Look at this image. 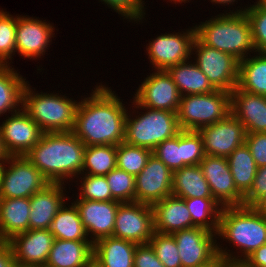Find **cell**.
<instances>
[{"label": "cell", "instance_id": "obj_22", "mask_svg": "<svg viewBox=\"0 0 266 267\" xmlns=\"http://www.w3.org/2000/svg\"><path fill=\"white\" fill-rule=\"evenodd\" d=\"M65 185V186H64ZM67 184L49 183L30 197L29 229H50L52 220L66 200Z\"/></svg>", "mask_w": 266, "mask_h": 267}, {"label": "cell", "instance_id": "obj_9", "mask_svg": "<svg viewBox=\"0 0 266 267\" xmlns=\"http://www.w3.org/2000/svg\"><path fill=\"white\" fill-rule=\"evenodd\" d=\"M193 61L207 76L215 89L232 92L238 85L239 60L233 55L208 47L197 38L194 39Z\"/></svg>", "mask_w": 266, "mask_h": 267}, {"label": "cell", "instance_id": "obj_19", "mask_svg": "<svg viewBox=\"0 0 266 267\" xmlns=\"http://www.w3.org/2000/svg\"><path fill=\"white\" fill-rule=\"evenodd\" d=\"M173 172L153 154L135 177V202L148 205L172 195Z\"/></svg>", "mask_w": 266, "mask_h": 267}, {"label": "cell", "instance_id": "obj_47", "mask_svg": "<svg viewBox=\"0 0 266 267\" xmlns=\"http://www.w3.org/2000/svg\"><path fill=\"white\" fill-rule=\"evenodd\" d=\"M15 264L13 251L7 242L0 241V267H12Z\"/></svg>", "mask_w": 266, "mask_h": 267}, {"label": "cell", "instance_id": "obj_37", "mask_svg": "<svg viewBox=\"0 0 266 267\" xmlns=\"http://www.w3.org/2000/svg\"><path fill=\"white\" fill-rule=\"evenodd\" d=\"M75 180L79 188L75 200H93V201H116L112 195L105 176H96L81 174ZM81 179V180H80ZM79 194V195H78Z\"/></svg>", "mask_w": 266, "mask_h": 267}, {"label": "cell", "instance_id": "obj_40", "mask_svg": "<svg viewBox=\"0 0 266 267\" xmlns=\"http://www.w3.org/2000/svg\"><path fill=\"white\" fill-rule=\"evenodd\" d=\"M149 243L165 267H182L176 241L172 234L155 231Z\"/></svg>", "mask_w": 266, "mask_h": 267}, {"label": "cell", "instance_id": "obj_34", "mask_svg": "<svg viewBox=\"0 0 266 267\" xmlns=\"http://www.w3.org/2000/svg\"><path fill=\"white\" fill-rule=\"evenodd\" d=\"M116 152L115 145L86 146L81 174L106 176L117 167Z\"/></svg>", "mask_w": 266, "mask_h": 267}, {"label": "cell", "instance_id": "obj_51", "mask_svg": "<svg viewBox=\"0 0 266 267\" xmlns=\"http://www.w3.org/2000/svg\"><path fill=\"white\" fill-rule=\"evenodd\" d=\"M212 4L214 3L215 5L218 4L219 7L220 5H223V6H229L230 5H234V3H236L235 1L236 0H209Z\"/></svg>", "mask_w": 266, "mask_h": 267}, {"label": "cell", "instance_id": "obj_29", "mask_svg": "<svg viewBox=\"0 0 266 267\" xmlns=\"http://www.w3.org/2000/svg\"><path fill=\"white\" fill-rule=\"evenodd\" d=\"M12 66L0 65V116L22 109L23 91L28 80Z\"/></svg>", "mask_w": 266, "mask_h": 267}, {"label": "cell", "instance_id": "obj_33", "mask_svg": "<svg viewBox=\"0 0 266 267\" xmlns=\"http://www.w3.org/2000/svg\"><path fill=\"white\" fill-rule=\"evenodd\" d=\"M237 190L244 196L251 188L257 166L249 147L244 143L227 157Z\"/></svg>", "mask_w": 266, "mask_h": 267}, {"label": "cell", "instance_id": "obj_36", "mask_svg": "<svg viewBox=\"0 0 266 267\" xmlns=\"http://www.w3.org/2000/svg\"><path fill=\"white\" fill-rule=\"evenodd\" d=\"M151 155L150 149L122 142L117 145V167L136 177L144 169Z\"/></svg>", "mask_w": 266, "mask_h": 267}, {"label": "cell", "instance_id": "obj_15", "mask_svg": "<svg viewBox=\"0 0 266 267\" xmlns=\"http://www.w3.org/2000/svg\"><path fill=\"white\" fill-rule=\"evenodd\" d=\"M179 251L182 267H198L217 255V234L202 227L172 233Z\"/></svg>", "mask_w": 266, "mask_h": 267}, {"label": "cell", "instance_id": "obj_35", "mask_svg": "<svg viewBox=\"0 0 266 267\" xmlns=\"http://www.w3.org/2000/svg\"><path fill=\"white\" fill-rule=\"evenodd\" d=\"M190 212L192 223L217 234L222 207L214 198L184 199Z\"/></svg>", "mask_w": 266, "mask_h": 267}, {"label": "cell", "instance_id": "obj_7", "mask_svg": "<svg viewBox=\"0 0 266 267\" xmlns=\"http://www.w3.org/2000/svg\"><path fill=\"white\" fill-rule=\"evenodd\" d=\"M231 113V93L216 89L208 94L181 96L177 111L181 130L198 131Z\"/></svg>", "mask_w": 266, "mask_h": 267}, {"label": "cell", "instance_id": "obj_10", "mask_svg": "<svg viewBox=\"0 0 266 267\" xmlns=\"http://www.w3.org/2000/svg\"><path fill=\"white\" fill-rule=\"evenodd\" d=\"M195 38V27L192 26L178 33H161L151 39L146 45V52L153 70H167L190 60Z\"/></svg>", "mask_w": 266, "mask_h": 267}, {"label": "cell", "instance_id": "obj_44", "mask_svg": "<svg viewBox=\"0 0 266 267\" xmlns=\"http://www.w3.org/2000/svg\"><path fill=\"white\" fill-rule=\"evenodd\" d=\"M245 143L258 168L266 166V133H246Z\"/></svg>", "mask_w": 266, "mask_h": 267}, {"label": "cell", "instance_id": "obj_41", "mask_svg": "<svg viewBox=\"0 0 266 267\" xmlns=\"http://www.w3.org/2000/svg\"><path fill=\"white\" fill-rule=\"evenodd\" d=\"M249 18L256 52L266 53V8L257 2L247 5L244 11Z\"/></svg>", "mask_w": 266, "mask_h": 267}, {"label": "cell", "instance_id": "obj_50", "mask_svg": "<svg viewBox=\"0 0 266 267\" xmlns=\"http://www.w3.org/2000/svg\"><path fill=\"white\" fill-rule=\"evenodd\" d=\"M8 157L9 156L4 149L3 142L1 139V133H0V163L3 164L7 160Z\"/></svg>", "mask_w": 266, "mask_h": 267}, {"label": "cell", "instance_id": "obj_28", "mask_svg": "<svg viewBox=\"0 0 266 267\" xmlns=\"http://www.w3.org/2000/svg\"><path fill=\"white\" fill-rule=\"evenodd\" d=\"M190 60L166 70L176 84L180 95L208 94L215 91L207 76L192 61V58Z\"/></svg>", "mask_w": 266, "mask_h": 267}, {"label": "cell", "instance_id": "obj_18", "mask_svg": "<svg viewBox=\"0 0 266 267\" xmlns=\"http://www.w3.org/2000/svg\"><path fill=\"white\" fill-rule=\"evenodd\" d=\"M199 165L213 198L221 207L243 205L244 196L236 188L227 157L205 155Z\"/></svg>", "mask_w": 266, "mask_h": 267}, {"label": "cell", "instance_id": "obj_31", "mask_svg": "<svg viewBox=\"0 0 266 267\" xmlns=\"http://www.w3.org/2000/svg\"><path fill=\"white\" fill-rule=\"evenodd\" d=\"M241 90L266 96V53L256 52L239 61V80Z\"/></svg>", "mask_w": 266, "mask_h": 267}, {"label": "cell", "instance_id": "obj_45", "mask_svg": "<svg viewBox=\"0 0 266 267\" xmlns=\"http://www.w3.org/2000/svg\"><path fill=\"white\" fill-rule=\"evenodd\" d=\"M134 267H165L157 258L155 250L150 245L137 244L134 254Z\"/></svg>", "mask_w": 266, "mask_h": 267}, {"label": "cell", "instance_id": "obj_52", "mask_svg": "<svg viewBox=\"0 0 266 267\" xmlns=\"http://www.w3.org/2000/svg\"><path fill=\"white\" fill-rule=\"evenodd\" d=\"M169 1V3H173V4H181V3H188V2H191V0H168ZM173 1V2H172ZM194 1V0H193Z\"/></svg>", "mask_w": 266, "mask_h": 267}, {"label": "cell", "instance_id": "obj_49", "mask_svg": "<svg viewBox=\"0 0 266 267\" xmlns=\"http://www.w3.org/2000/svg\"><path fill=\"white\" fill-rule=\"evenodd\" d=\"M253 207L266 219V197L262 198Z\"/></svg>", "mask_w": 266, "mask_h": 267}, {"label": "cell", "instance_id": "obj_46", "mask_svg": "<svg viewBox=\"0 0 266 267\" xmlns=\"http://www.w3.org/2000/svg\"><path fill=\"white\" fill-rule=\"evenodd\" d=\"M241 265L243 267H266V244L252 252Z\"/></svg>", "mask_w": 266, "mask_h": 267}, {"label": "cell", "instance_id": "obj_53", "mask_svg": "<svg viewBox=\"0 0 266 267\" xmlns=\"http://www.w3.org/2000/svg\"><path fill=\"white\" fill-rule=\"evenodd\" d=\"M86 267H102L99 263H97L94 259H92Z\"/></svg>", "mask_w": 266, "mask_h": 267}, {"label": "cell", "instance_id": "obj_39", "mask_svg": "<svg viewBox=\"0 0 266 267\" xmlns=\"http://www.w3.org/2000/svg\"><path fill=\"white\" fill-rule=\"evenodd\" d=\"M112 197L121 203L135 202V176L114 168L106 176Z\"/></svg>", "mask_w": 266, "mask_h": 267}, {"label": "cell", "instance_id": "obj_12", "mask_svg": "<svg viewBox=\"0 0 266 267\" xmlns=\"http://www.w3.org/2000/svg\"><path fill=\"white\" fill-rule=\"evenodd\" d=\"M154 232L152 205L140 202H123L118 205L113 237L146 244Z\"/></svg>", "mask_w": 266, "mask_h": 267}, {"label": "cell", "instance_id": "obj_2", "mask_svg": "<svg viewBox=\"0 0 266 267\" xmlns=\"http://www.w3.org/2000/svg\"><path fill=\"white\" fill-rule=\"evenodd\" d=\"M86 145L73 132L43 133L25 157L50 183L74 182L81 175Z\"/></svg>", "mask_w": 266, "mask_h": 267}, {"label": "cell", "instance_id": "obj_3", "mask_svg": "<svg viewBox=\"0 0 266 267\" xmlns=\"http://www.w3.org/2000/svg\"><path fill=\"white\" fill-rule=\"evenodd\" d=\"M217 239L237 247L234 252L217 242L218 254L230 264H241L252 252L266 244V219L253 206L222 207Z\"/></svg>", "mask_w": 266, "mask_h": 267}, {"label": "cell", "instance_id": "obj_14", "mask_svg": "<svg viewBox=\"0 0 266 267\" xmlns=\"http://www.w3.org/2000/svg\"><path fill=\"white\" fill-rule=\"evenodd\" d=\"M27 16V17H26ZM52 23L40 20L39 17L17 15L16 23V52L22 58H43L50 47L55 29ZM49 45V46H48ZM43 56V57H42Z\"/></svg>", "mask_w": 266, "mask_h": 267}, {"label": "cell", "instance_id": "obj_56", "mask_svg": "<svg viewBox=\"0 0 266 267\" xmlns=\"http://www.w3.org/2000/svg\"><path fill=\"white\" fill-rule=\"evenodd\" d=\"M228 267H243L241 264H230Z\"/></svg>", "mask_w": 266, "mask_h": 267}, {"label": "cell", "instance_id": "obj_54", "mask_svg": "<svg viewBox=\"0 0 266 267\" xmlns=\"http://www.w3.org/2000/svg\"><path fill=\"white\" fill-rule=\"evenodd\" d=\"M256 2H257L260 6L266 8V0H256Z\"/></svg>", "mask_w": 266, "mask_h": 267}, {"label": "cell", "instance_id": "obj_55", "mask_svg": "<svg viewBox=\"0 0 266 267\" xmlns=\"http://www.w3.org/2000/svg\"><path fill=\"white\" fill-rule=\"evenodd\" d=\"M12 267H32V266L20 265L15 263Z\"/></svg>", "mask_w": 266, "mask_h": 267}, {"label": "cell", "instance_id": "obj_27", "mask_svg": "<svg viewBox=\"0 0 266 267\" xmlns=\"http://www.w3.org/2000/svg\"><path fill=\"white\" fill-rule=\"evenodd\" d=\"M137 244L113 236L101 238L93 244V259L102 267H134Z\"/></svg>", "mask_w": 266, "mask_h": 267}, {"label": "cell", "instance_id": "obj_5", "mask_svg": "<svg viewBox=\"0 0 266 267\" xmlns=\"http://www.w3.org/2000/svg\"><path fill=\"white\" fill-rule=\"evenodd\" d=\"M29 82L24 87L22 109L44 133L72 132L80 101L66 94L35 91Z\"/></svg>", "mask_w": 266, "mask_h": 267}, {"label": "cell", "instance_id": "obj_11", "mask_svg": "<svg viewBox=\"0 0 266 267\" xmlns=\"http://www.w3.org/2000/svg\"><path fill=\"white\" fill-rule=\"evenodd\" d=\"M152 154L172 172L185 166L199 165L205 156L202 137L198 131L181 130L173 138L160 143Z\"/></svg>", "mask_w": 266, "mask_h": 267}, {"label": "cell", "instance_id": "obj_8", "mask_svg": "<svg viewBox=\"0 0 266 267\" xmlns=\"http://www.w3.org/2000/svg\"><path fill=\"white\" fill-rule=\"evenodd\" d=\"M49 183L25 156H9L0 168V199L30 198Z\"/></svg>", "mask_w": 266, "mask_h": 267}, {"label": "cell", "instance_id": "obj_13", "mask_svg": "<svg viewBox=\"0 0 266 267\" xmlns=\"http://www.w3.org/2000/svg\"><path fill=\"white\" fill-rule=\"evenodd\" d=\"M149 74L141 85L138 84L132 99L139 106L177 112L181 95L172 77L166 70H154Z\"/></svg>", "mask_w": 266, "mask_h": 267}, {"label": "cell", "instance_id": "obj_48", "mask_svg": "<svg viewBox=\"0 0 266 267\" xmlns=\"http://www.w3.org/2000/svg\"><path fill=\"white\" fill-rule=\"evenodd\" d=\"M229 265L230 263L218 254L213 260L198 267H228Z\"/></svg>", "mask_w": 266, "mask_h": 267}, {"label": "cell", "instance_id": "obj_26", "mask_svg": "<svg viewBox=\"0 0 266 267\" xmlns=\"http://www.w3.org/2000/svg\"><path fill=\"white\" fill-rule=\"evenodd\" d=\"M92 259L91 241L54 239L45 267H86Z\"/></svg>", "mask_w": 266, "mask_h": 267}, {"label": "cell", "instance_id": "obj_38", "mask_svg": "<svg viewBox=\"0 0 266 267\" xmlns=\"http://www.w3.org/2000/svg\"><path fill=\"white\" fill-rule=\"evenodd\" d=\"M16 23L17 14L0 9V65H11L16 54Z\"/></svg>", "mask_w": 266, "mask_h": 267}, {"label": "cell", "instance_id": "obj_16", "mask_svg": "<svg viewBox=\"0 0 266 267\" xmlns=\"http://www.w3.org/2000/svg\"><path fill=\"white\" fill-rule=\"evenodd\" d=\"M6 120L0 125L1 139L8 156H25L43 135V131L21 109L5 116Z\"/></svg>", "mask_w": 266, "mask_h": 267}, {"label": "cell", "instance_id": "obj_17", "mask_svg": "<svg viewBox=\"0 0 266 267\" xmlns=\"http://www.w3.org/2000/svg\"><path fill=\"white\" fill-rule=\"evenodd\" d=\"M208 156L228 157L245 143L244 125L230 113L225 119L198 130Z\"/></svg>", "mask_w": 266, "mask_h": 267}, {"label": "cell", "instance_id": "obj_42", "mask_svg": "<svg viewBox=\"0 0 266 267\" xmlns=\"http://www.w3.org/2000/svg\"><path fill=\"white\" fill-rule=\"evenodd\" d=\"M99 2H103L102 4L124 17L123 20L126 18L125 20L128 19L127 21L137 24L146 20V7H144L146 5L143 0H99Z\"/></svg>", "mask_w": 266, "mask_h": 267}, {"label": "cell", "instance_id": "obj_43", "mask_svg": "<svg viewBox=\"0 0 266 267\" xmlns=\"http://www.w3.org/2000/svg\"><path fill=\"white\" fill-rule=\"evenodd\" d=\"M266 197V166L257 168L250 190L244 195L243 205L254 206Z\"/></svg>", "mask_w": 266, "mask_h": 267}, {"label": "cell", "instance_id": "obj_20", "mask_svg": "<svg viewBox=\"0 0 266 267\" xmlns=\"http://www.w3.org/2000/svg\"><path fill=\"white\" fill-rule=\"evenodd\" d=\"M54 236L50 229H29L7 241L16 264L45 267Z\"/></svg>", "mask_w": 266, "mask_h": 267}, {"label": "cell", "instance_id": "obj_24", "mask_svg": "<svg viewBox=\"0 0 266 267\" xmlns=\"http://www.w3.org/2000/svg\"><path fill=\"white\" fill-rule=\"evenodd\" d=\"M155 231L172 234L196 227L183 198L170 195L152 205Z\"/></svg>", "mask_w": 266, "mask_h": 267}, {"label": "cell", "instance_id": "obj_4", "mask_svg": "<svg viewBox=\"0 0 266 267\" xmlns=\"http://www.w3.org/2000/svg\"><path fill=\"white\" fill-rule=\"evenodd\" d=\"M243 8L218 14L196 24V38L204 45L233 55L243 60L256 53L249 18Z\"/></svg>", "mask_w": 266, "mask_h": 267}, {"label": "cell", "instance_id": "obj_23", "mask_svg": "<svg viewBox=\"0 0 266 267\" xmlns=\"http://www.w3.org/2000/svg\"><path fill=\"white\" fill-rule=\"evenodd\" d=\"M231 113L244 125L246 133H266V96L237 86L231 92Z\"/></svg>", "mask_w": 266, "mask_h": 267}, {"label": "cell", "instance_id": "obj_6", "mask_svg": "<svg viewBox=\"0 0 266 267\" xmlns=\"http://www.w3.org/2000/svg\"><path fill=\"white\" fill-rule=\"evenodd\" d=\"M131 103L134 106L131 105L132 112L131 109L127 111L125 143L153 150L160 143L173 138L181 131L177 112L139 106L134 100ZM139 109L143 112L138 111Z\"/></svg>", "mask_w": 266, "mask_h": 267}, {"label": "cell", "instance_id": "obj_25", "mask_svg": "<svg viewBox=\"0 0 266 267\" xmlns=\"http://www.w3.org/2000/svg\"><path fill=\"white\" fill-rule=\"evenodd\" d=\"M30 198L0 199V241L29 230Z\"/></svg>", "mask_w": 266, "mask_h": 267}, {"label": "cell", "instance_id": "obj_21", "mask_svg": "<svg viewBox=\"0 0 266 267\" xmlns=\"http://www.w3.org/2000/svg\"><path fill=\"white\" fill-rule=\"evenodd\" d=\"M89 240L94 244L113 235L119 201L74 200ZM91 238V239H90Z\"/></svg>", "mask_w": 266, "mask_h": 267}, {"label": "cell", "instance_id": "obj_30", "mask_svg": "<svg viewBox=\"0 0 266 267\" xmlns=\"http://www.w3.org/2000/svg\"><path fill=\"white\" fill-rule=\"evenodd\" d=\"M172 195L179 198H213L200 165L185 166L173 172Z\"/></svg>", "mask_w": 266, "mask_h": 267}, {"label": "cell", "instance_id": "obj_1", "mask_svg": "<svg viewBox=\"0 0 266 267\" xmlns=\"http://www.w3.org/2000/svg\"><path fill=\"white\" fill-rule=\"evenodd\" d=\"M99 84L95 85L89 97L81 98L72 132L86 146H117L124 142L128 108L111 86Z\"/></svg>", "mask_w": 266, "mask_h": 267}, {"label": "cell", "instance_id": "obj_32", "mask_svg": "<svg viewBox=\"0 0 266 267\" xmlns=\"http://www.w3.org/2000/svg\"><path fill=\"white\" fill-rule=\"evenodd\" d=\"M65 202L52 220L50 231L54 239L90 241L75 204ZM68 206V207H67Z\"/></svg>", "mask_w": 266, "mask_h": 267}]
</instances>
